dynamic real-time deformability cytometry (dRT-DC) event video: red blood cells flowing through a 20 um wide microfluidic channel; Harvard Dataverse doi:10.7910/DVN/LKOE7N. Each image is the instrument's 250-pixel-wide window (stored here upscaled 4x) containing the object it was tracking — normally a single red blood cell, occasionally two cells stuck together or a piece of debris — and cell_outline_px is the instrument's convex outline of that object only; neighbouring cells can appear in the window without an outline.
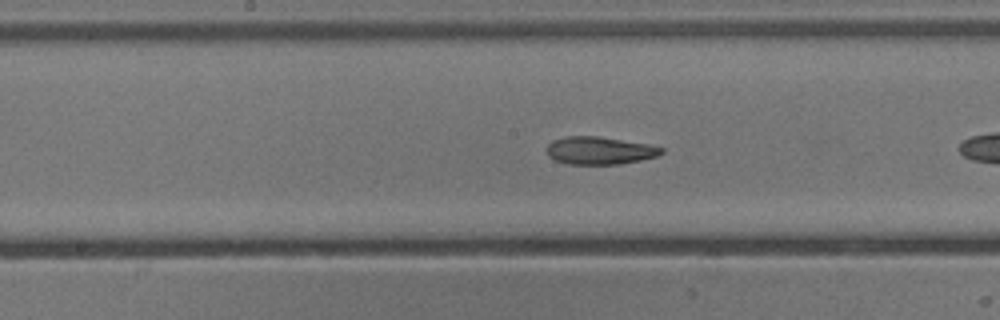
{"species": "common noctule bat (a hibernating species)", "species_latin": "Nyctalus noctula", "temperature_condition": "cold", "stored_images_in_passage": 14, "camera_frame_rate_fps": 3000, "um_per_image_px": 0.085, "animal": {"sex": "male", "body_mass_g": 13.3}, "frame": {"image": 1, "passage_image": 12, "time_ms": 3.667, "image_size_px": [1000, 320], "cell_outline_px": [[664, 152], [660, 156], [620, 164], [568, 164], [556, 160], [548, 156], [548, 144], [552, 140], [564, 136], [596, 136], [648, 144], [664, 148]], "centroid_in_image_um": [50.99, 12.79], "position_along_channel_um": 197.2, "area_um2": 18.5}}